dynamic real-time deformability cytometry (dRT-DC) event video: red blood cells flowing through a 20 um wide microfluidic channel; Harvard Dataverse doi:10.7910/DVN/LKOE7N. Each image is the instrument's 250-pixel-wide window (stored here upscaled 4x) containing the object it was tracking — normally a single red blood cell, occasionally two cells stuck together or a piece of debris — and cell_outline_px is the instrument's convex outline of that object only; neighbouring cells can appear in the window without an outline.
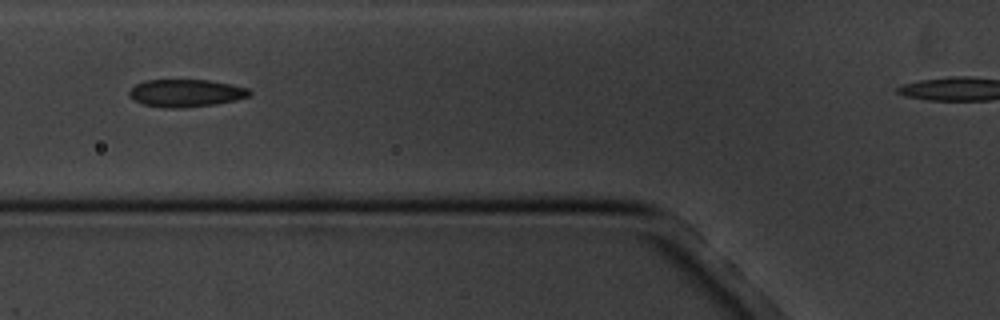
{"species": "common noctule bat (a hibernating species)", "species_latin": "Nyctalus noctula", "temperature_condition": "cold", "stored_images_in_passage": 6, "segment_of_instrument_passage": [1, 2], "camera_frame_rate_fps": 3000, "um_per_image_px": 0.085, "animal": {"sex": "male", "body_mass_g": 20.1, "forearm_length_mm": 53.5}, "frame": {"image": 1, "passage_image": 2, "time_ms": 1.0, "image_size_px": [1000, 320], "cell_outline_px": [[252, 92], [248, 96], [236, 100], [212, 104], [184, 108], [164, 108], [140, 104], [132, 100], [128, 96], [128, 92], [136, 84], [144, 80], [208, 80], [232, 84], [248, 88]], "centroid_in_image_um": [15.75, 7.91], "position_along_channel_um": 110.1, "area_um2": 19.48}}
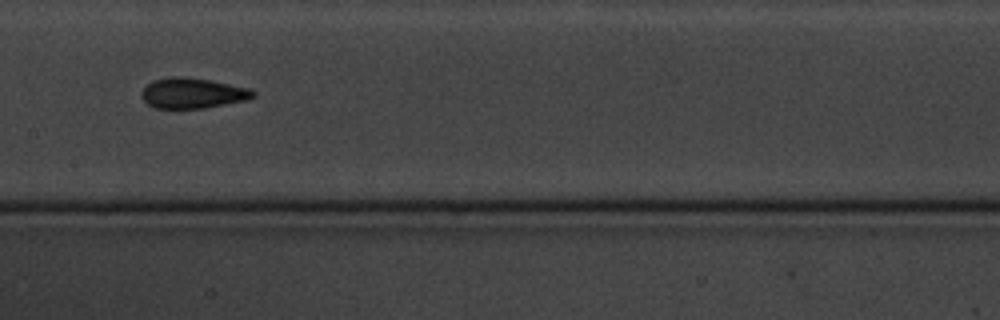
{"frame": {"image": 2, "passage_image": 4, "time_ms": 3.333, "image_size_px": [1000, 320], "cell_outline_px": [[256, 96], [248, 100], [204, 108], [156, 108], [148, 104], [140, 96], [140, 92], [152, 80], [168, 76], [184, 76], [212, 80], [248, 88], [256, 92]], "centroid_in_image_um": [16.37, 7.9], "position_along_channel_um": 191.0, "area_um2": 20.0}}
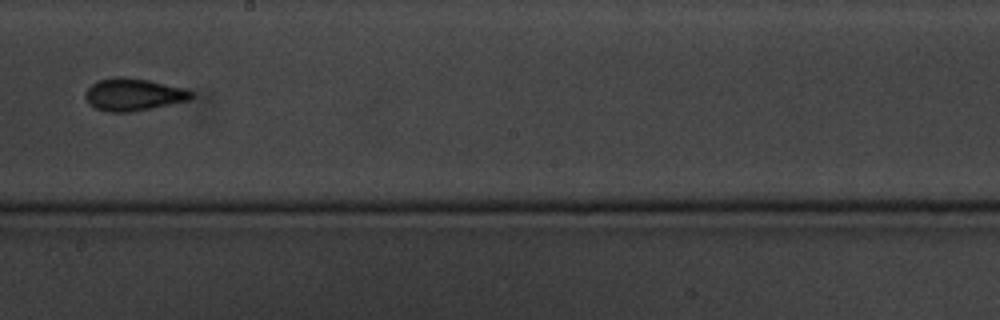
{"frame": {"image": 3, "passage_image": 5, "time_ms": 4.667, "image_size_px": [1000, 320], "cell_outline_px": [[192, 96], [188, 100], [128, 112], [108, 112], [96, 108], [88, 104], [84, 96], [84, 92], [96, 80], [112, 76], [120, 76], [148, 80], [184, 88], [192, 92]], "centroid_in_image_um": [11.25, 8.01], "position_along_channel_um": 237.0, "area_um2": 19.83}}